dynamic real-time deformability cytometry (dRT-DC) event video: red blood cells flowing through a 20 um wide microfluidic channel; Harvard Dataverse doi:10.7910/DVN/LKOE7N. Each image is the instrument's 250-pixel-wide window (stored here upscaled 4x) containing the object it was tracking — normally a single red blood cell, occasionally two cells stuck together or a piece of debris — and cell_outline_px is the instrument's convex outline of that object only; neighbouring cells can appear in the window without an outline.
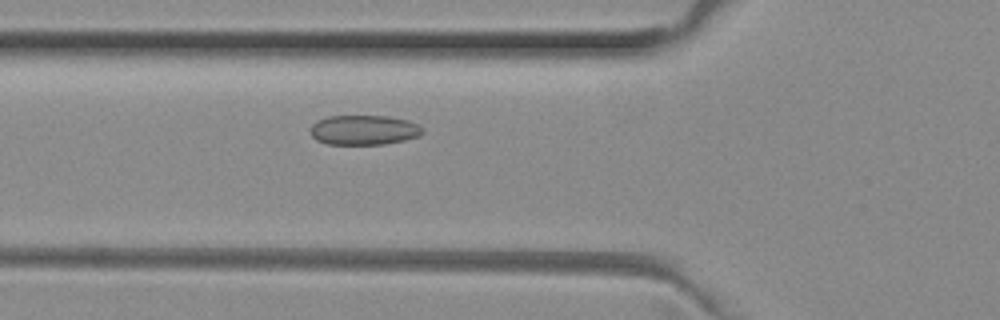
{"species": "common noctule bat (a hibernating species)", "species_latin": "Nyctalus noctula", "temperature_condition": "room temperature", "stored_images_in_passage": 48, "camera_frame_rate_fps": 3000, "um_per_image_px": 0.085, "animal": {"sex": "female", "body_mass_g": 29.2, "forearm_length_mm": 56.3}, "frame": {"image": 1, "passage_image": 15, "time_ms": 4.667, "image_size_px": [1000, 320], "cell_outline_px": [[424, 132], [420, 136], [404, 140], [384, 144], [328, 144], [316, 140], [312, 136], [312, 124], [316, 120], [328, 116], [388, 116], [408, 120], [420, 124], [424, 128]], "centroid_in_image_um": [30.98, 11.04], "position_along_channel_um": 94.8, "area_um2": 19.59}}
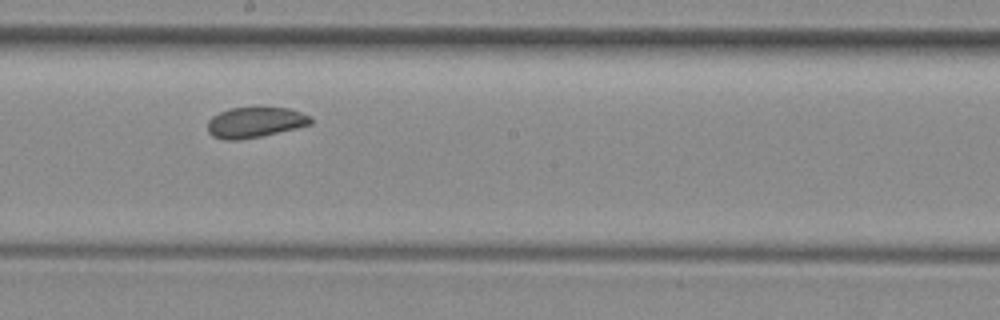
{"frame": {"image": 2, "passage_image": 25, "time_ms": 8.0, "image_size_px": [1000, 320], "cell_outline_px": [[312, 124], [296, 128], [260, 136], [240, 140], [228, 140], [212, 136], [208, 132], [208, 120], [212, 116], [220, 112], [232, 108], [288, 108], [312, 116]], "centroid_in_image_um": [21.68, 10.4], "position_along_channel_um": 226.5, "area_um2": 18.15}}
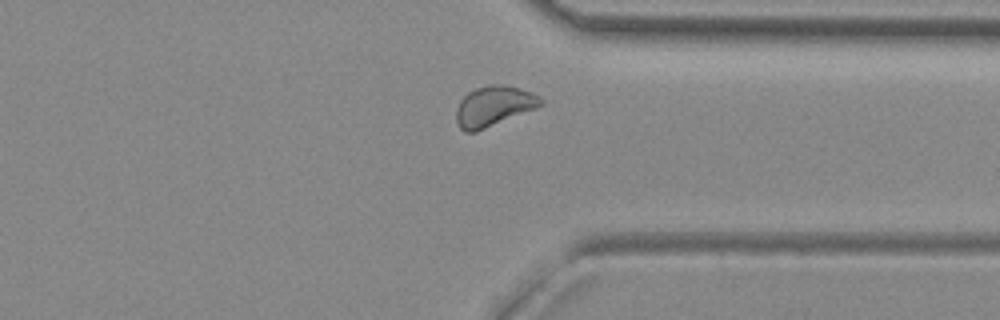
{"frame": {"image": 3, "passage_image": 36, "time_ms": 11.667, "image_size_px": [1000, 320], "cell_outline_px": [[544, 104], [536, 108], [476, 132], [464, 132], [460, 128], [456, 120], [456, 108], [460, 100], [468, 92], [476, 88], [488, 84], [504, 84], [520, 88], [532, 92], [540, 96], [544, 100]], "centroid_in_image_um": [41.97, 9.01], "position_along_channel_um": 369.4, "area_um2": 20.0}, "authors_computed_cell_mechanics": {"area_um2": 19.4786, "velocity_mm_per_s": 3.9469, "shape_relaxation_time_tau1_ms": null, "shape_relaxation_time_tau2_ms": 0.9841, "deformation_change_tau1": null, "deformation_change_tau2": 0.0441}}